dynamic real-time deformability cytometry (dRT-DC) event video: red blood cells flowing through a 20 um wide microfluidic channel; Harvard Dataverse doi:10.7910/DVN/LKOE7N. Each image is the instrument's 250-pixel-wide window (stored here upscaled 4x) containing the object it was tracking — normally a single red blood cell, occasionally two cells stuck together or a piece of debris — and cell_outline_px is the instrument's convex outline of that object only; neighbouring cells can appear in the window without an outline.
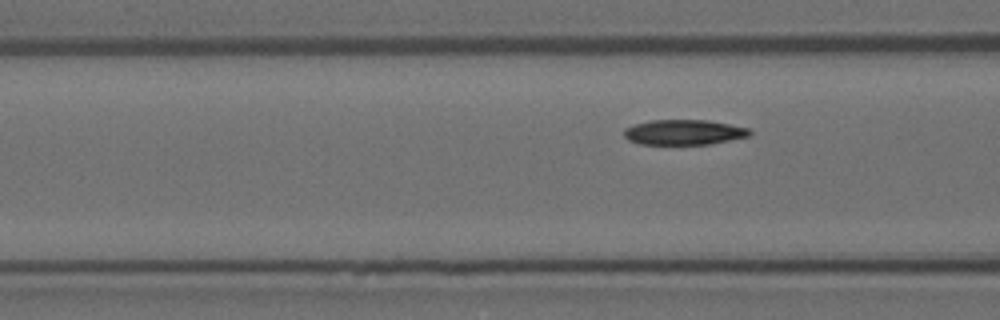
{"species": "Egyptian fruit bat (a non-hibernating species)", "species_latin": "Rousettus aegyptiacus", "temperature_condition": "room temperature", "stored_images_in_passage": 6, "segment_of_instrument_passage": [2, 2], "camera_frame_rate_fps": 3000, "um_per_image_px": 0.085, "animal": {"sex": "female"}, "frame": {"image": 1, "passage_image": 6, "time_ms": 1.667, "image_size_px": [1000, 320], "cell_outline_px": [[752, 132], [748, 136], [708, 144], [640, 144], [628, 140], [624, 136], [624, 128], [648, 120], [708, 120], [748, 128]], "centroid_in_image_um": [58.09, 11.23], "position_along_channel_um": 108.5, "area_um2": 18.26}}